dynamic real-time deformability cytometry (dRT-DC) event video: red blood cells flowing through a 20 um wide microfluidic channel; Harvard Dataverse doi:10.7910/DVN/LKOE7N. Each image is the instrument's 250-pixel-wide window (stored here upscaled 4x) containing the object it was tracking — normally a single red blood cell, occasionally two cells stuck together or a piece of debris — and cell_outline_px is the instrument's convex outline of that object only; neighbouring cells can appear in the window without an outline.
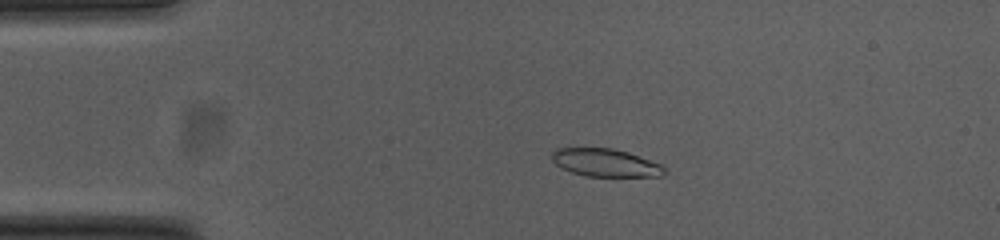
{"species": "common noctule bat (a hibernating species)", "species_latin": "Nyctalus noctula", "temperature_condition": "cold", "stored_images_in_passage": 45, "camera_frame_rate_fps": 3000, "um_per_image_px": 0.085, "animal": {"sex": "female", "body_mass_g": 23.0, "forearm_length_mm": 53.4}, "frame": {"image": 1, "passage_image": 2, "time_ms": 0.333, "image_size_px": [1000, 240], "cell_outline_px": [[668, 172], [660, 176], [588, 176], [572, 172], [556, 164], [552, 160], [552, 152], [556, 148], [612, 148], [628, 152], [664, 164]], "centroid_in_image_um": [51.54, 13.82], "position_along_channel_um": 33.5, "area_um2": 18.32}}
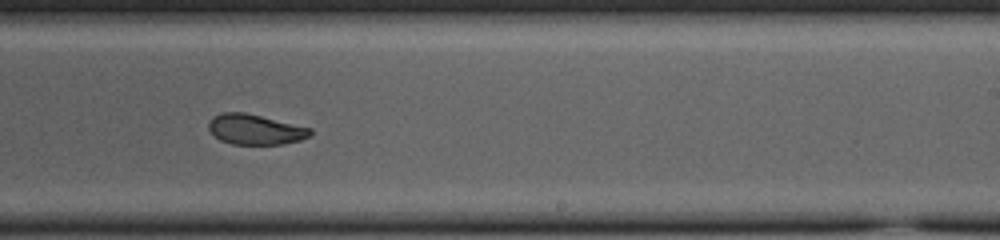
{"frame": {"image": 2, "passage_image": 24, "time_ms": 7.667, "image_size_px": [1000, 240], "cell_outline_px": [[312, 132], [308, 136], [300, 140], [284, 144], [232, 144], [220, 140], [208, 128], [208, 120], [212, 116], [220, 112], [244, 112], [312, 128]], "centroid_in_image_um": [21.66, 10.99], "position_along_channel_um": 267.3, "area_um2": 17.92}}
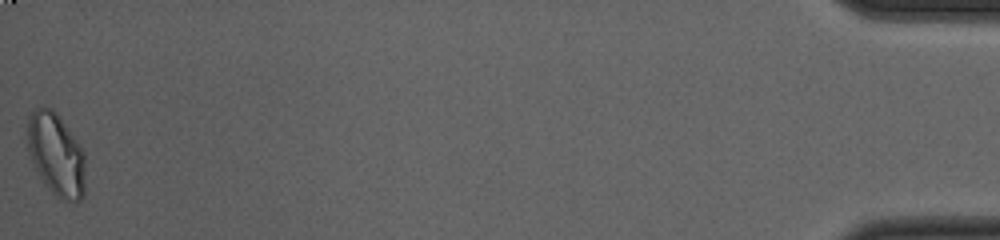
{"frame": {"image": 3, "passage_image": 45, "time_ms": 14.667, "image_size_px": [1000, 240], "cell_outline_px": [[84, 196], [80, 200], [64, 200], [56, 196], [48, 188], [40, 176], [28, 152], [28, 116], [36, 108], [52, 108], [60, 116], [80, 144], [84, 152]], "centroid_in_image_um": [4.79, 13.11], "position_along_channel_um": 430.4, "area_um2": 27.63}, "authors_computed_cell_mechanics": {"area_um2": 19.363, "velocity_mm_per_s": 3.7582, "shape_relaxation_time_tau1_ms": null, "shape_relaxation_time_tau2_ms": 2.1296, "deformation_change_tau1": null, "deformation_change_tau2": 0.0648}}